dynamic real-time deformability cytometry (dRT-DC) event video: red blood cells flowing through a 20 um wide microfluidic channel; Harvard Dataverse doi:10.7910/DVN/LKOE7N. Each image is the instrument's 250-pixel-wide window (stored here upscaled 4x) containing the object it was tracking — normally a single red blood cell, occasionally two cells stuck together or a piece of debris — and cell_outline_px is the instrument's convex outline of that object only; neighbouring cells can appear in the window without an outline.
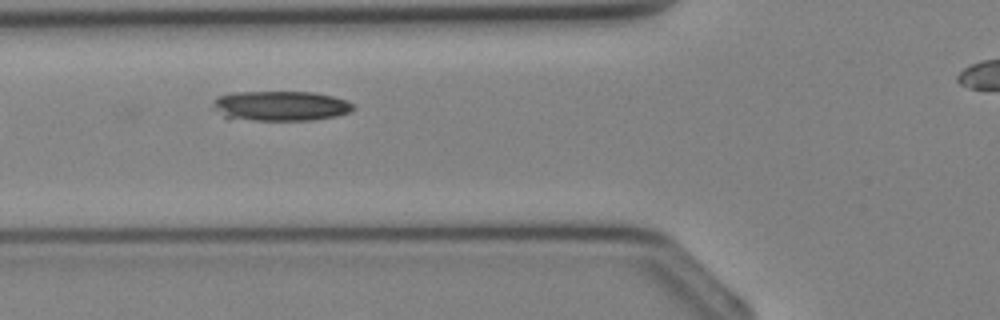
{"species": "Egyptian fruit bat (a non-hibernating species)", "species_latin": "Rousettus aegyptiacus", "temperature_condition": "cold", "stored_images_in_passage": 27, "camera_frame_rate_fps": 3000, "um_per_image_px": 0.085, "animal": {"sex": "female"}, "frame": {"image": 1, "passage_image": 10, "time_ms": 3.0, "image_size_px": [1000, 320], "cell_outline_px": [[356, 108], [352, 112], [336, 116], [312, 120], [228, 120], [212, 108], [212, 104], [216, 96], [232, 92], [316, 92], [332, 96], [344, 100], [352, 104]], "centroid_in_image_um": [23.78, 9.01], "position_along_channel_um": 102.0, "area_um2": 24.91}}
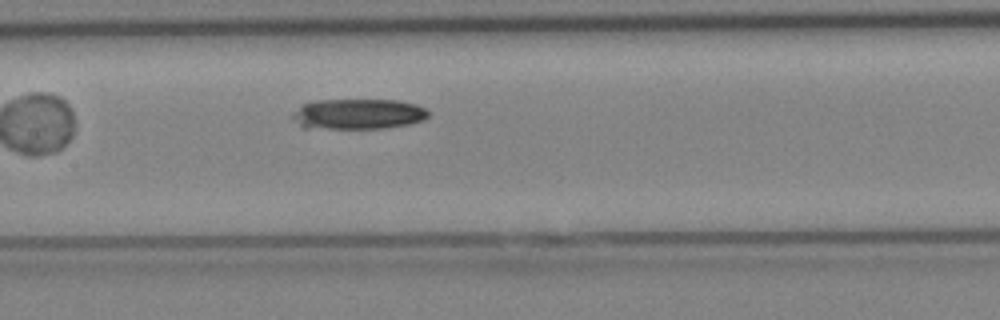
{"frame": {"image": 2, "passage_image": 14, "time_ms": 4.333, "image_size_px": [1000, 320], "cell_outline_px": [[428, 116], [424, 120], [408, 124], [384, 128], [304, 128], [292, 116], [292, 112], [300, 104], [316, 100], [396, 100], [416, 104], [424, 108], [428, 112]], "centroid_in_image_um": [30.42, 9.68], "position_along_channel_um": 177.0, "area_um2": 24.04}}
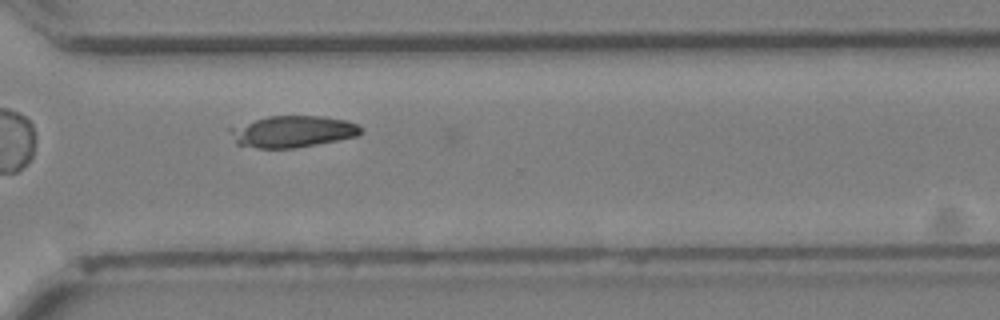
{"frame": {"image": 3, "passage_image": 23, "time_ms": 7.333, "image_size_px": [1000, 320], "cell_outline_px": [[364, 132], [360, 136], [316, 144], [292, 148], [256, 148], [236, 144], [228, 128], [268, 116], [320, 116], [348, 120], [364, 128]], "centroid_in_image_um": [24.93, 11.18], "position_along_channel_um": 345.7, "area_um2": 24.1}}